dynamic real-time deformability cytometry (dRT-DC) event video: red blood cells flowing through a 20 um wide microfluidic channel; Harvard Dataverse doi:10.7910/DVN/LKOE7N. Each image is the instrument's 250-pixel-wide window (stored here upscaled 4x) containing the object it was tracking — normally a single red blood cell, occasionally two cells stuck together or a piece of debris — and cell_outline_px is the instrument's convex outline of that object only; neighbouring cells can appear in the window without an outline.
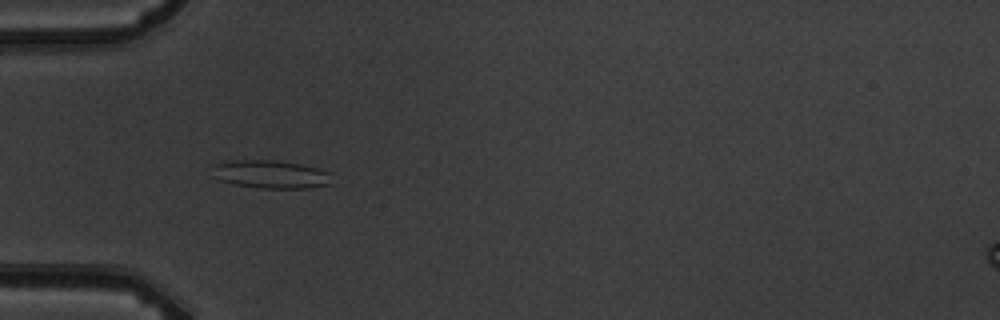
{"species": "common noctule bat (a hibernating species)", "species_latin": "Nyctalus noctula", "temperature_condition": "warm", "stored_images_in_passage": 5, "camera_frame_rate_fps": 3000, "um_per_image_px": 0.085, "animal": {"sex": "male", "body_mass_g": 19.5, "forearm_length_mm": 54.6}, "frame": {"image": 1, "passage_image": 4, "time_ms": 4.333, "image_size_px": [1000, 320], "cell_outline_px": [[332, 184], [308, 188], [260, 188], [236, 184], [220, 180], [212, 176], [212, 164], [224, 160], [276, 160], [300, 164], [316, 168], [328, 172]], "centroid_in_image_um": [22.94, 14.8], "position_along_channel_um": 62.1, "area_um2": 19.71}}
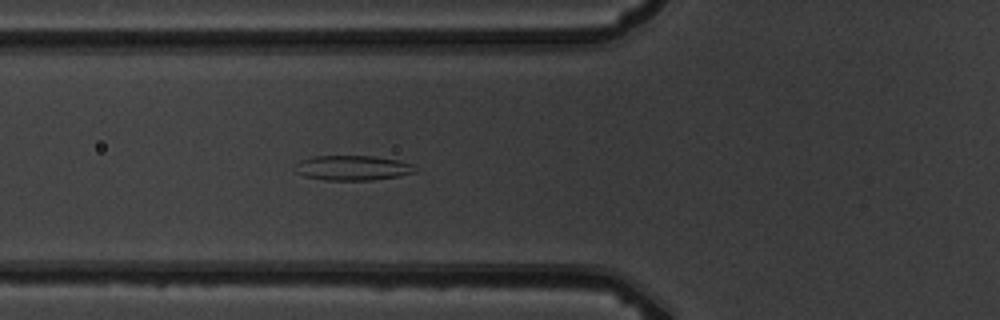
{"frame": {"image": 2, "passage_image": 5, "time_ms": 5.333, "image_size_px": [1000, 320], "cell_outline_px": [[416, 172], [400, 176], [372, 180], [324, 180], [304, 176], [296, 172], [300, 160], [312, 156], [372, 156], [400, 160], [412, 164], [416, 168]], "centroid_in_image_um": [30.02, 14.27], "position_along_channel_um": 95.8, "area_um2": 17.4}}